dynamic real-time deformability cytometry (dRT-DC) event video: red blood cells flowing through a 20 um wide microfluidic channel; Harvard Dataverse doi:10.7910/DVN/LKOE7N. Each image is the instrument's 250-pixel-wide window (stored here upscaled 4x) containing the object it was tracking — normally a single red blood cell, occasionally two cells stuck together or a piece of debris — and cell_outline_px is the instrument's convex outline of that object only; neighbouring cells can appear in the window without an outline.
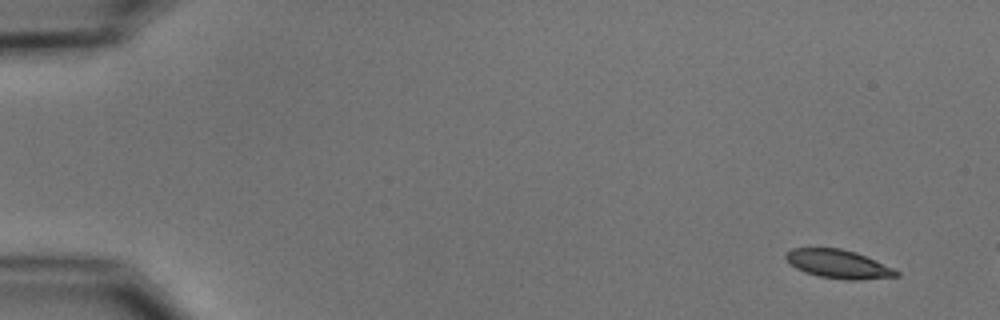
{"species": "common noctule bat (a hibernating species)", "species_latin": "Nyctalus noctula", "temperature_condition": "cold", "stored_images_in_passage": 5, "camera_frame_rate_fps": 3000, "um_per_image_px": 0.085, "animal": {"sex": "male", "body_mass_g": 15.6}, "frame": {"image": 1, "passage_image": 1, "time_ms": 0.0, "image_size_px": [1000, 320], "cell_outline_px": [[900, 276], [856, 280], [844, 280], [820, 276], [804, 272], [796, 268], [784, 256], [784, 252], [792, 248], [840, 248], [856, 252], [892, 268], [900, 272]], "centroid_in_image_um": [71.24, 22.44], "position_along_channel_um": 13.8, "area_um2": 18.26}}